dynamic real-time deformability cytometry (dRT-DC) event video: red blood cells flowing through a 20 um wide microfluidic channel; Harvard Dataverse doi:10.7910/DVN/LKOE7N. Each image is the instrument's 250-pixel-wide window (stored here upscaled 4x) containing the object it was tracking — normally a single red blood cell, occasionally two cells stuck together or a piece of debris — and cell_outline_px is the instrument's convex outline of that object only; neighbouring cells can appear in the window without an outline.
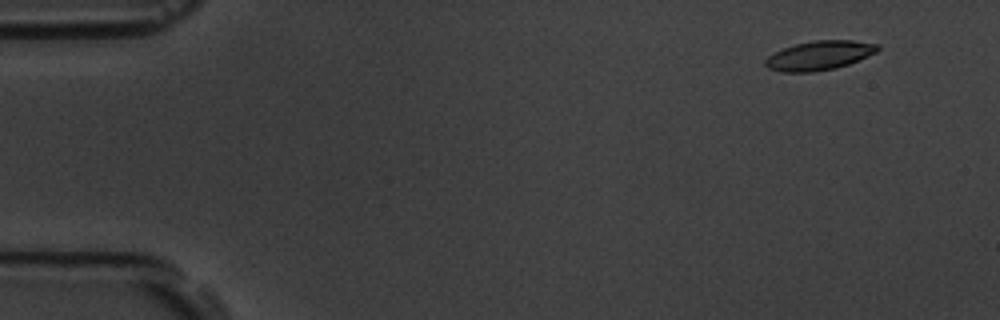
{"species": "common noctule bat (a hibernating species)", "species_latin": "Nyctalus noctula", "temperature_condition": "room temperature", "stored_images_in_passage": 16, "camera_frame_rate_fps": 3000, "um_per_image_px": 0.085, "animal": {"sex": "male", "body_mass_g": 19.5, "forearm_length_mm": 54.6}, "frame": {"image": 1, "passage_image": 2, "time_ms": 1.333, "image_size_px": [1000, 320], "cell_outline_px": [[880, 48], [876, 52], [848, 64], [836, 68], [812, 72], [780, 72], [768, 68], [764, 64], [764, 60], [768, 56], [784, 48], [796, 44], [816, 40], [852, 40], [880, 44]], "centroid_in_image_um": [69.64, 4.72], "position_along_channel_um": 15.4, "area_um2": 19.02}}
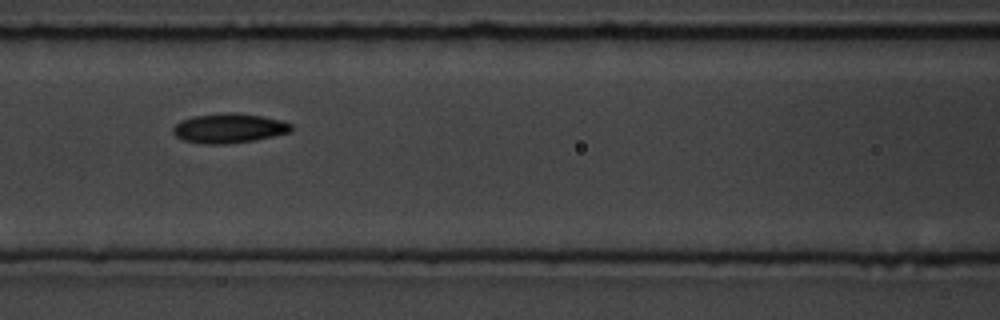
{"frame": {"image": 2, "passage_image": 8, "time_ms": 8.0, "image_size_px": [1000, 320], "cell_outline_px": [[292, 132], [256, 140], [228, 144], [204, 144], [184, 140], [176, 136], [172, 132], [172, 128], [180, 120], [192, 116], [224, 112], [236, 112], [260, 116], [280, 120], [292, 124]], "centroid_in_image_um": [19.46, 10.9], "position_along_channel_um": 147.1, "area_um2": 20.58}}
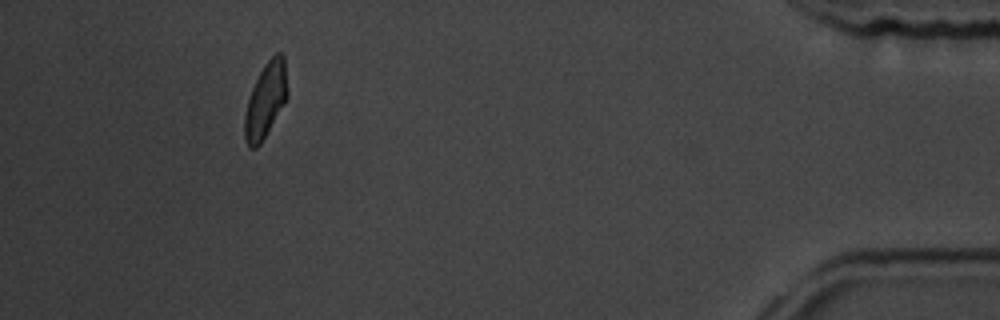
{"frame": {"image": 3, "passage_image": 15, "time_ms": 17.0, "image_size_px": [1000, 320], "cell_outline_px": [[288, 96], [284, 104], [260, 144], [256, 148], [248, 148], [244, 136], [244, 116], [248, 100], [252, 88], [264, 64], [276, 52], [280, 52], [284, 56], [288, 92]], "centroid_in_image_um": [22.58, 8.51], "position_along_channel_um": 412.6, "area_um2": 18.61}, "authors_computed_cell_mechanics": {"area_um2": 19.2763, "velocity_mm_per_s": 3.6488, "shape_relaxation_time_tau1_ms": 1.9546, "shape_relaxation_time_tau2_ms": 2.233, "deformation_change_tau1": 0.0799, "deformation_change_tau2": 0.0639}}